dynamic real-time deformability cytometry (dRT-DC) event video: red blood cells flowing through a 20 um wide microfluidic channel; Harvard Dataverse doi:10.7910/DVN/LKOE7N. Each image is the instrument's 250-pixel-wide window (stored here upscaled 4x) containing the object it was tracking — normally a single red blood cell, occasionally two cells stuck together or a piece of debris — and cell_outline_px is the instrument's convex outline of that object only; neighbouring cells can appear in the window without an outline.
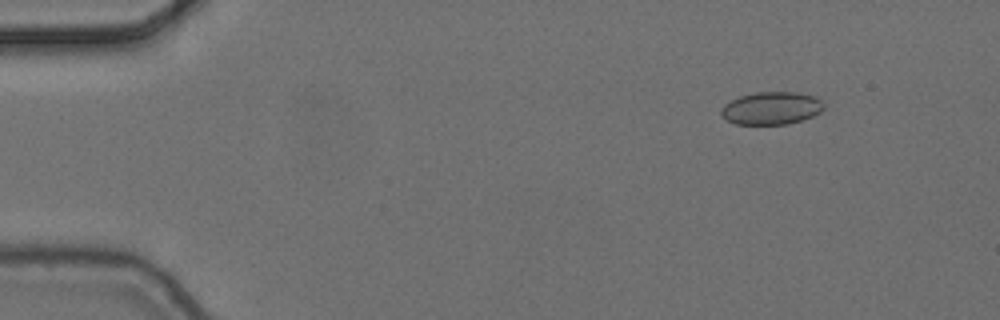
{"species": "common noctule bat (a hibernating species)", "species_latin": "Nyctalus noctula", "temperature_condition": "cold", "stored_images_in_passage": 5, "camera_frame_rate_fps": 3000, "um_per_image_px": 0.085, "animal": {"sex": "female", "body_mass_g": 24.6, "forearm_length_mm": 56.2}, "frame": {"image": 1, "passage_image": 2, "time_ms": 0.333, "image_size_px": [1000, 320], "cell_outline_px": [[824, 108], [820, 112], [804, 120], [788, 124], [736, 124], [720, 116], [720, 108], [724, 104], [740, 96], [756, 92], [796, 92], [816, 96], [824, 104]], "centroid_in_image_um": [65.57, 9.19], "position_along_channel_um": 19.4, "area_um2": 19.71}}
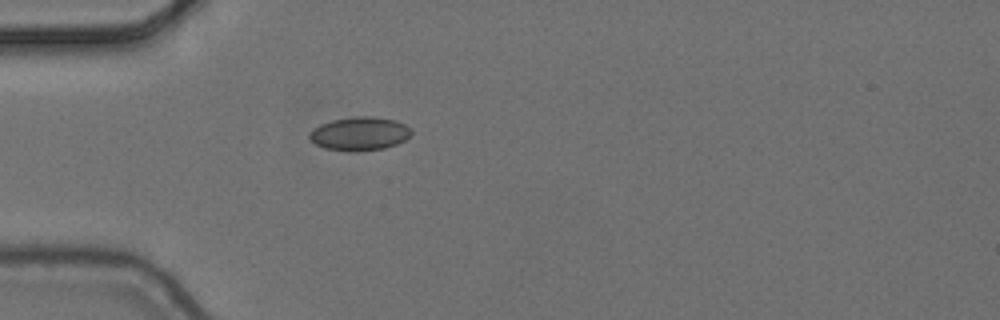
{"frame": {"image": 2, "passage_image": 5, "time_ms": 1.333, "image_size_px": [1000, 320], "cell_outline_px": [[412, 136], [396, 144], [384, 148], [356, 152], [352, 152], [324, 148], [316, 144], [308, 136], [320, 124], [332, 120], [356, 116], [372, 116], [396, 120], [404, 124], [412, 132]], "centroid_in_image_um": [30.59, 11.37], "position_along_channel_um": 54.4, "area_um2": 19.83}}